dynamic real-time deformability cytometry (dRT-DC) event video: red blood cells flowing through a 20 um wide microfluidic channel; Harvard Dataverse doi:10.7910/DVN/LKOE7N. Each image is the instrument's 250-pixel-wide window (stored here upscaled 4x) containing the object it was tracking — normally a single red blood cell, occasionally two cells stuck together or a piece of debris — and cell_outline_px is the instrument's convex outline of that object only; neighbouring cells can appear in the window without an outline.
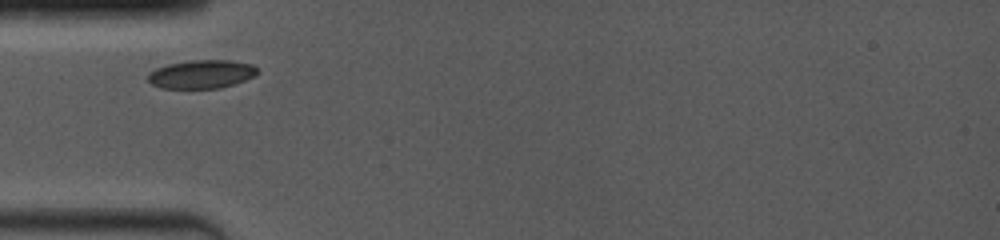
{"species": "common noctule bat (a hibernating species)", "species_latin": "Nyctalus noctula", "temperature_condition": "room temperature", "stored_images_in_passage": 3, "camera_frame_rate_fps": 4000, "um_per_image_px": 0.085, "animal": {"sex": "female", "body_mass_g": 19.0, "forearm_length_mm": 53.3}, "frame": {"image": 1, "passage_image": 1, "time_ms": 0.0, "image_size_px": [1000, 240], "cell_outline_px": [[256, 72], [252, 76], [244, 80], [220, 88], [160, 88], [152, 84], [148, 80], [148, 72], [156, 68], [168, 64], [188, 60], [232, 60], [252, 64], [256, 68]], "centroid_in_image_um": [17.07, 6.29], "position_along_channel_um": 67.9, "area_um2": 18.03}}
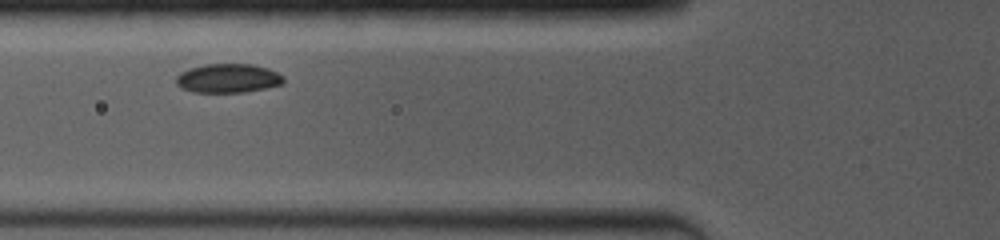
{"frame": {"image": 2, "passage_image": 2, "time_ms": 1.0, "image_size_px": [1000, 240], "cell_outline_px": [[284, 80], [280, 84], [264, 88], [244, 92], [192, 92], [180, 88], [176, 84], [176, 76], [180, 72], [188, 68], [204, 64], [252, 64], [268, 68], [284, 76]], "centroid_in_image_um": [19.33, 6.65], "position_along_channel_um": 106.5, "area_um2": 18.21}}
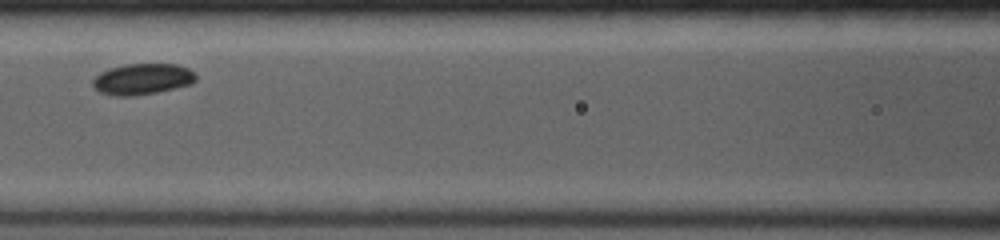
{"frame": {"image": 3, "passage_image": 3, "time_ms": 2.25, "image_size_px": [1000, 240], "cell_outline_px": [[196, 80], [192, 84], [176, 88], [156, 92], [132, 96], [112, 96], [100, 92], [92, 84], [92, 80], [100, 72], [108, 68], [124, 64], [176, 64], [188, 68], [196, 72]], "centroid_in_image_um": [12.11, 6.72], "position_along_channel_um": 154.5, "area_um2": 18.84}}